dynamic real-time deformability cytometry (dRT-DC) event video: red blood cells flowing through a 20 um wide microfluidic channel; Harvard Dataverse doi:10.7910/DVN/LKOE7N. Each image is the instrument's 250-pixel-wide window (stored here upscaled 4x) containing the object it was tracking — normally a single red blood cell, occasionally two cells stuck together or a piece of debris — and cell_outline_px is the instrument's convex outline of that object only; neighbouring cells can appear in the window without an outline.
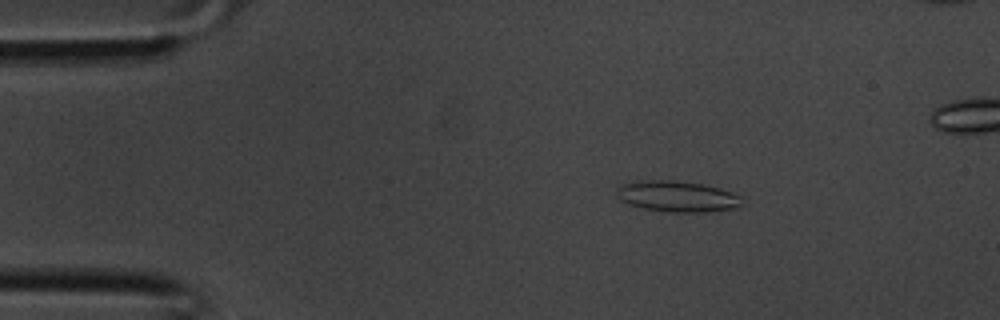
{"species": "common noctule bat (a hibernating species)", "species_latin": "Nyctalus noctula", "temperature_condition": "room temperature", "stored_images_in_passage": 37, "camera_frame_rate_fps": 3000, "um_per_image_px": 0.085, "animal": {"sex": "male", "body_mass_g": 20.1, "forearm_length_mm": 53.5}, "frame": {"image": 1, "passage_image": 6, "time_ms": 1.667, "image_size_px": [1000, 320], "cell_outline_px": [[740, 204], [736, 208], [704, 212], [672, 212], [644, 208], [628, 204], [620, 200], [616, 196], [616, 188], [620, 184], [640, 180], [672, 180], [704, 184], [720, 188], [732, 192], [740, 196]], "centroid_in_image_um": [57.51, 16.68], "position_along_channel_um": 27.5, "area_um2": 22.66}}
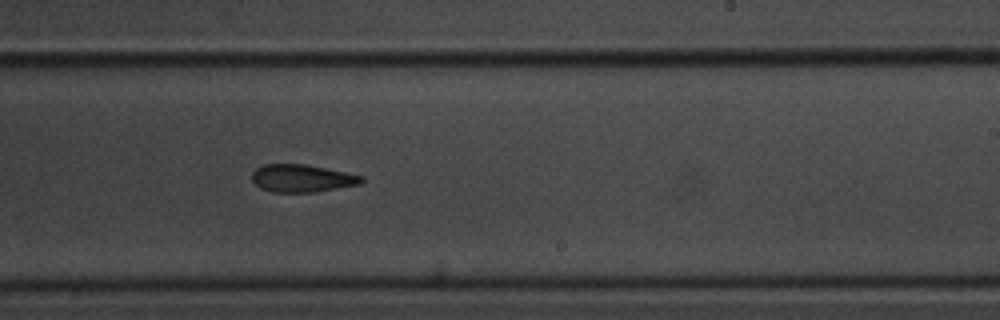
{"frame": {"image": 2, "passage_image": 22, "time_ms": 7.0, "image_size_px": [1000, 320], "cell_outline_px": [[364, 180], [360, 184], [312, 192], [272, 192], [260, 188], [252, 180], [252, 172], [256, 168], [264, 164], [304, 164], [364, 176]], "centroid_in_image_um": [25.63, 15.15], "position_along_channel_um": 263.4, "area_um2": 17.46}}
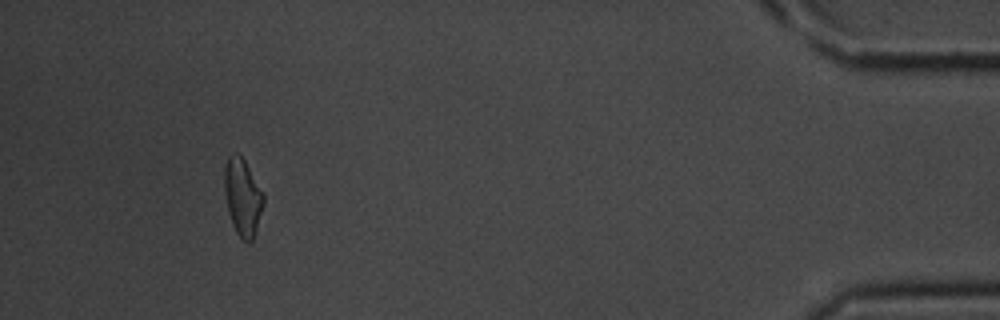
{"frame": {"image": 3, "passage_image": 34, "time_ms": 11.0, "image_size_px": [1000, 320], "cell_outline_px": [[264, 204], [256, 232], [252, 240], [248, 244], [236, 232], [232, 224], [228, 212], [224, 192], [224, 168], [228, 156], [232, 152], [236, 152], [244, 160], [264, 192]], "centroid_in_image_um": [20.63, 16.75], "position_along_channel_um": 414.6, "area_um2": 17.8}}